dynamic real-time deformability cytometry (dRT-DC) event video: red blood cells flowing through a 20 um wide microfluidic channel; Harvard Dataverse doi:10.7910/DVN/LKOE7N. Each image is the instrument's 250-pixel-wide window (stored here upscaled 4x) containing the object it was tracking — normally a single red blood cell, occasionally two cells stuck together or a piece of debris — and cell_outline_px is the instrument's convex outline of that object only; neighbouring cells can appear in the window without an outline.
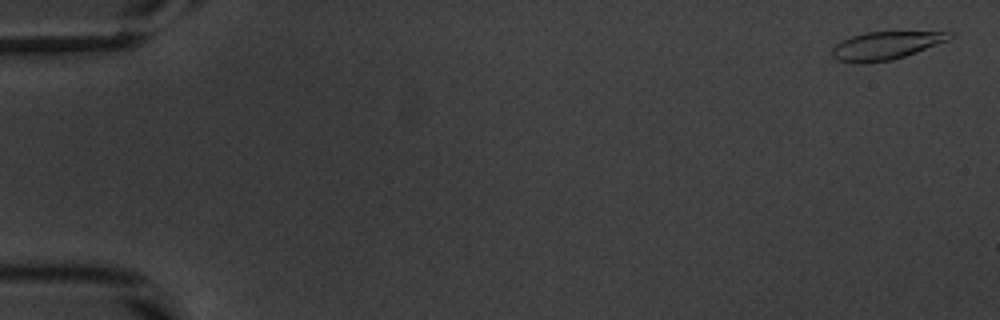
{"species": "common noctule bat (a hibernating species)", "species_latin": "Nyctalus noctula", "temperature_condition": "warm", "stored_images_in_passage": 54, "camera_frame_rate_fps": 3000, "um_per_image_px": 0.085, "animal": {"sex": "male", "body_mass_g": 20.1, "forearm_length_mm": 53.5}, "frame": {"image": 1, "passage_image": 2, "time_ms": 0.333, "image_size_px": [1000, 320], "cell_outline_px": [[956, 36], [948, 40], [916, 52], [892, 60], [860, 64], [836, 60], [832, 56], [832, 48], [840, 40], [864, 32], [956, 32]], "centroid_in_image_um": [75.27, 3.87], "position_along_channel_um": 9.7, "area_um2": 19.25}}
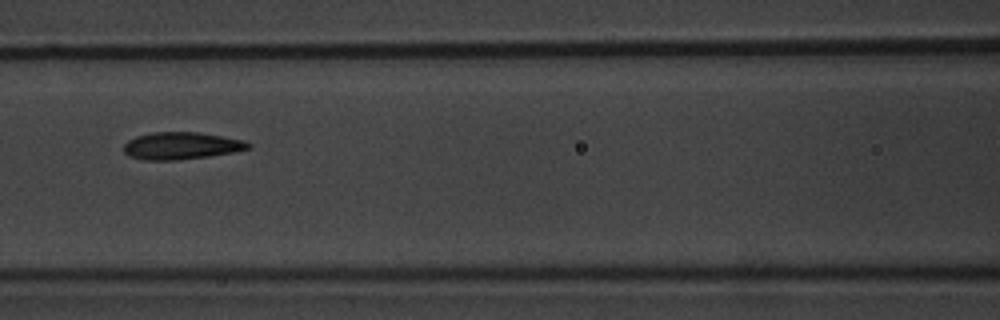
{"frame": {"image": 2, "passage_image": 25, "time_ms": 8.0, "image_size_px": [1000, 320], "cell_outline_px": [[252, 148], [232, 152], [208, 156], [176, 160], [144, 160], [128, 156], [124, 152], [124, 144], [128, 140], [136, 136], [152, 132], [200, 132], [244, 140], [252, 144]], "centroid_in_image_um": [15.41, 12.38], "position_along_channel_um": 151.2, "area_um2": 19.83}}
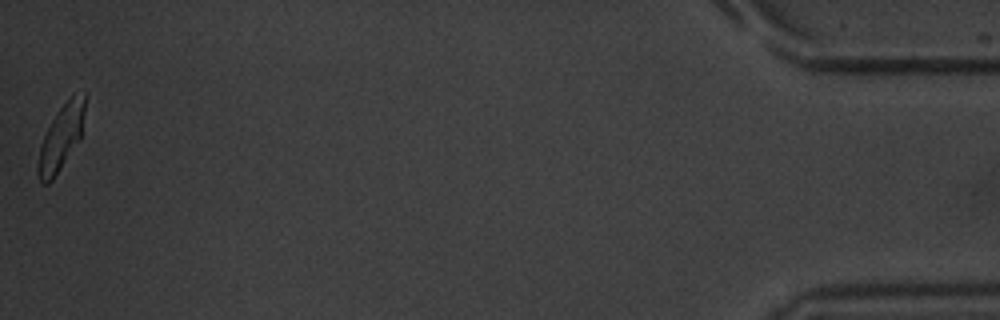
{"frame": {"image": 3, "passage_image": 54, "time_ms": 17.667, "image_size_px": [1000, 320], "cell_outline_px": [[84, 112], [80, 140], [52, 180], [48, 184], [44, 184], [40, 180], [36, 172], [36, 168], [40, 144], [52, 120], [60, 108], [72, 92], [84, 92]], "centroid_in_image_um": [5.18, 11.69], "position_along_channel_um": 430.0, "area_um2": 17.74}, "authors_computed_cell_mechanics": {"area_um2": 19.3341, "velocity_mm_per_s": 3.81, "shape_relaxation_time_tau1_ms": 2.924, "shape_relaxation_time_tau2_ms": 1.7954, "deformation_change_tau1": 0.1584, "deformation_change_tau2": 0.0788}}